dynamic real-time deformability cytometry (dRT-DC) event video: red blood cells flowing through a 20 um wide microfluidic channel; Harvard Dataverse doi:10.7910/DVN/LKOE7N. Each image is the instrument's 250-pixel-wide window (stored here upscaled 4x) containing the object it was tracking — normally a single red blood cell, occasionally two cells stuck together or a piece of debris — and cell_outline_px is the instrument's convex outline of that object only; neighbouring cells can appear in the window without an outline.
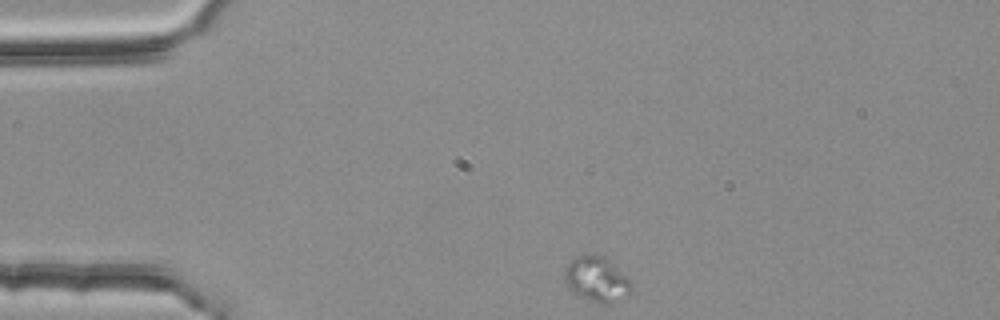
{"species": "common noctule bat (a hibernating species)", "species_latin": "Nyctalus noctula", "temperature_condition": "room temperature", "stored_images_in_passage": 37, "camera_frame_rate_fps": 3000, "um_per_image_px": 0.085, "animal": {"sex": "female", "body_mass_g": 25.1}, "frame": {"image": 1, "passage_image": 1, "time_ms": 0.0, "image_size_px": [1000, 320], "cell_outline_px": [[632, 292], [628, 296], [612, 304], [604, 304], [580, 296], [572, 292], [564, 276], [564, 272], [568, 264], [576, 256], [588, 252], [592, 252], [604, 256], [632, 280]], "centroid_in_image_um": [50.77, 23.71], "position_along_channel_um": 34.2, "area_um2": 17.86}}